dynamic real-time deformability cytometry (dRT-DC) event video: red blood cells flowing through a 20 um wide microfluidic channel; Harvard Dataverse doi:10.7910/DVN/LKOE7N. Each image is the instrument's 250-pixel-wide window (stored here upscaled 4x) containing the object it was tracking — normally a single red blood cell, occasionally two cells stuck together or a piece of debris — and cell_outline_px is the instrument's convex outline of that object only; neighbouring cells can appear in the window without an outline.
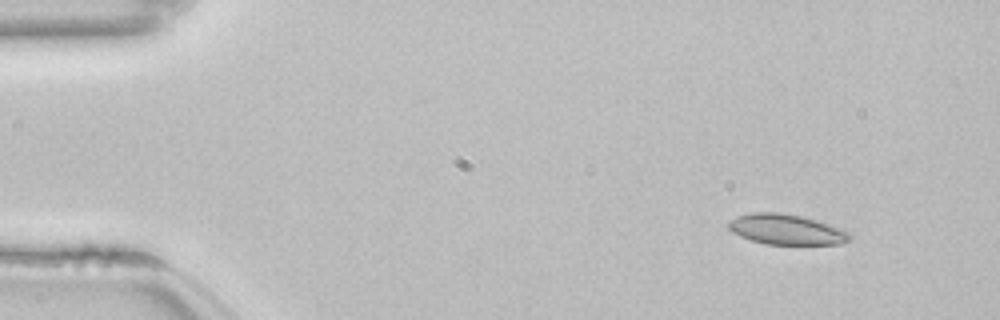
{"species": "common noctule bat (a hibernating species)", "species_latin": "Nyctalus noctula", "temperature_condition": "room temperature", "stored_images_in_passage": 49, "camera_frame_rate_fps": 3000, "um_per_image_px": 0.085, "animal": {"sex": "female", "body_mass_g": 22.7, "forearm_length_mm": 54.2}, "frame": {"image": 1, "passage_image": 1, "time_ms": 0.0, "image_size_px": [1000, 320], "cell_outline_px": [[852, 240], [840, 244], [764, 244], [740, 236], [732, 232], [728, 228], [728, 220], [736, 216], [752, 212], [776, 212], [800, 216], [816, 220], [840, 228], [848, 232], [852, 236]], "centroid_in_image_um": [66.82, 19.5], "position_along_channel_um": 18.2, "area_um2": 21.44}}
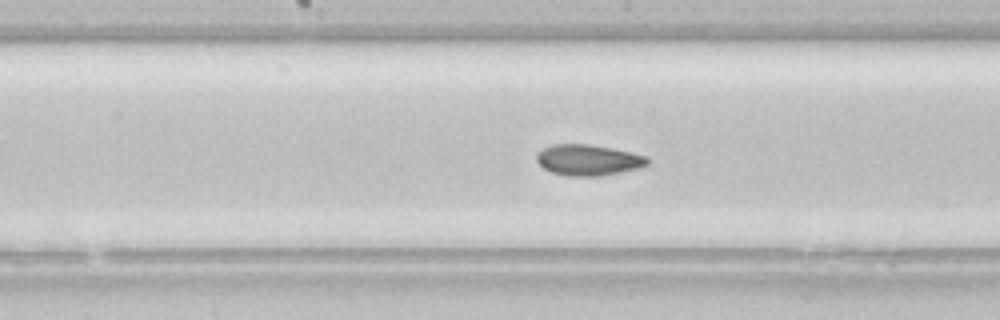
{"frame": {"image": 2, "passage_image": 23, "time_ms": 7.333, "image_size_px": [1000, 320], "cell_outline_px": [[648, 164], [640, 168], [600, 176], [568, 176], [552, 172], [544, 168], [536, 160], [536, 152], [552, 144], [588, 144], [612, 148], [632, 152], [648, 156]], "centroid_in_image_um": [50.01, 13.59], "position_along_channel_um": 198.2, "area_um2": 20.06}}
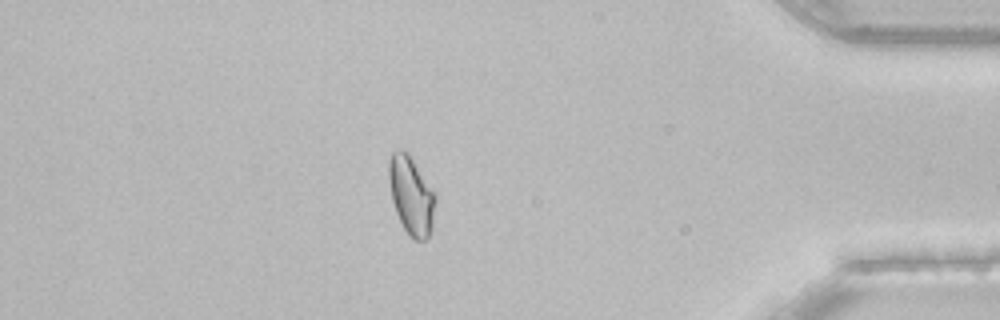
{"frame": {"image": 3, "passage_image": 42, "time_ms": 13.667, "image_size_px": [1000, 320], "cell_outline_px": [[436, 200], [432, 228], [428, 240], [416, 240], [404, 228], [396, 212], [392, 200], [388, 180], [388, 160], [392, 152], [396, 148], [400, 148], [408, 152], [436, 192]], "centroid_in_image_um": [34.96, 16.56], "position_along_channel_um": 400.2, "area_um2": 21.62}, "authors_computed_cell_mechanics": {"area_um2": 20.519, "velocity_mm_per_s": 3.828, "shape_relaxation_time_tau1_ms": 4.0349, "shape_relaxation_time_tau2_ms": 2.6432, "deformation_change_tau1": 0.0855, "deformation_change_tau2": 0.0649}}